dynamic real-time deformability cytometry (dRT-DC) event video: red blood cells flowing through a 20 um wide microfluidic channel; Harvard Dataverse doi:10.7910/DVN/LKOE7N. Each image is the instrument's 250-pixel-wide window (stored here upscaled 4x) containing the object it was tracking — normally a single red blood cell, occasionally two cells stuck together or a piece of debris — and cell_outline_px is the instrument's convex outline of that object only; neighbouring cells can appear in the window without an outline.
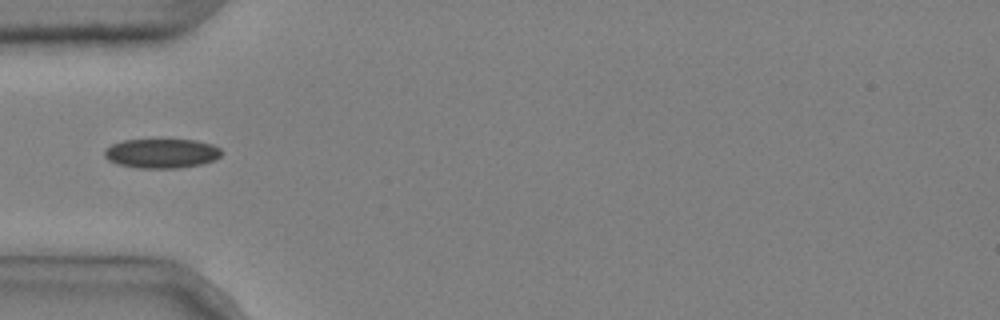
{"species": "common noctule bat (a hibernating species)", "species_latin": "Nyctalus noctula", "temperature_condition": "cold", "stored_images_in_passage": 5, "camera_frame_rate_fps": 3000, "um_per_image_px": 0.085, "animal": {"sex": "male", "body_mass_g": 20.4}, "frame": {"image": 1, "passage_image": 2, "time_ms": 0.333, "image_size_px": [1000, 320], "cell_outline_px": [[224, 152], [220, 156], [212, 160], [200, 164], [176, 168], [140, 168], [120, 164], [108, 160], [104, 156], [104, 148], [112, 144], [124, 140], [160, 136], [196, 140], [212, 144], [220, 148]], "centroid_in_image_um": [13.73, 12.97], "position_along_channel_um": 71.3, "area_um2": 20.98}}